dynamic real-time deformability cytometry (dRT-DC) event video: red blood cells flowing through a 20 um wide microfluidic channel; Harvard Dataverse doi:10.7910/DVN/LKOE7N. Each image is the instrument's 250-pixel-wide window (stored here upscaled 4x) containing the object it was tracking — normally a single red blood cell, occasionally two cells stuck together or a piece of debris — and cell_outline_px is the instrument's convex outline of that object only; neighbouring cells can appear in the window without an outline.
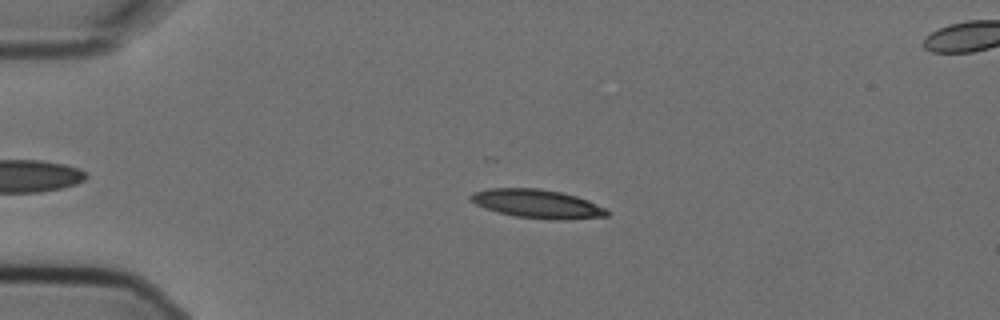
{"species": "Egyptian fruit bat (a non-hibernating species)", "species_latin": "Rousettus aegyptiacus", "temperature_condition": "cold", "stored_images_in_passage": 5, "segment_of_instrument_passage": [1, 2], "camera_frame_rate_fps": 3000, "um_per_image_px": 0.085, "animal": {"sex": "female"}, "frame": {"image": 1, "passage_image": 3, "time_ms": 0.667, "image_size_px": [1000, 320], "cell_outline_px": [[608, 216], [560, 220], [512, 216], [496, 212], [484, 208], [468, 200], [468, 196], [472, 192], [488, 188], [540, 188], [560, 192], [576, 196], [588, 200], [604, 208], [608, 212]], "centroid_in_image_um": [45.59, 17.31], "position_along_channel_um": 39.4, "area_um2": 22.83}}